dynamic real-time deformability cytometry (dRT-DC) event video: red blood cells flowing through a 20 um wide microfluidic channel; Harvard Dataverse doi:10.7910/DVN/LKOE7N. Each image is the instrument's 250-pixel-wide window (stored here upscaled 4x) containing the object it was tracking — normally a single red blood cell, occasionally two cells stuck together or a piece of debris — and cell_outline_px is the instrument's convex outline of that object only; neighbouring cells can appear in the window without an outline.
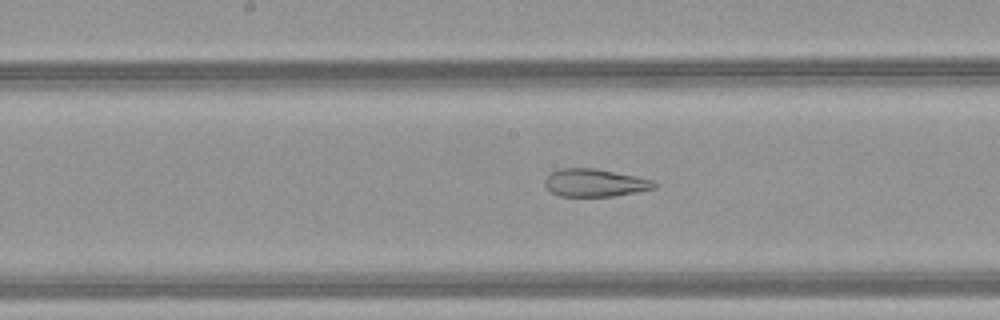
{"species": "common noctule bat (a hibernating species)", "species_latin": "Nyctalus noctula", "temperature_condition": "warm", "stored_images_in_passage": 45, "camera_frame_rate_fps": 3000, "um_per_image_px": 0.085, "animal": {"sex": "female", "body_mass_g": 21.9}, "frame": {"image": 1, "passage_image": 28, "time_ms": 9.0, "image_size_px": [1000, 320], "cell_outline_px": [[656, 188], [612, 196], [560, 196], [552, 192], [544, 184], [544, 180], [552, 172], [560, 168], [596, 168], [636, 176], [652, 180], [656, 184]], "centroid_in_image_um": [50.55, 15.53], "position_along_channel_um": 197.7, "area_um2": 17.51}}
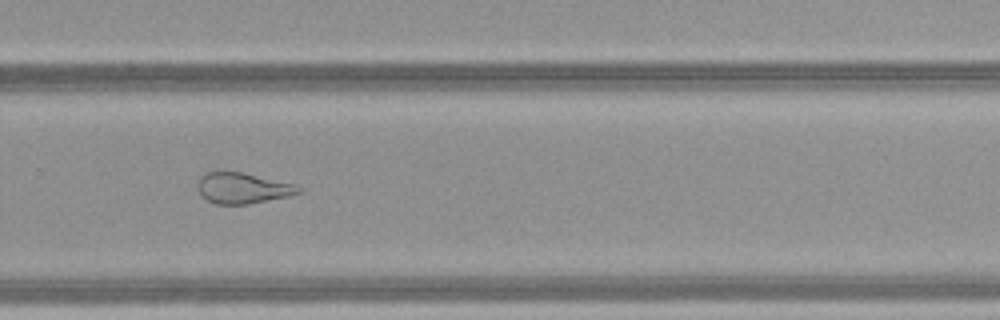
{"frame": {"image": 2, "passage_image": 36, "time_ms": 11.667, "image_size_px": [1000, 320], "cell_outline_px": [[304, 188], [300, 192], [288, 196], [248, 204], [216, 204], [200, 196], [196, 188], [196, 184], [200, 176], [208, 172], [244, 172], [296, 184]], "centroid_in_image_um": [20.61, 15.98], "position_along_channel_um": 309.2, "area_um2": 18.32}}
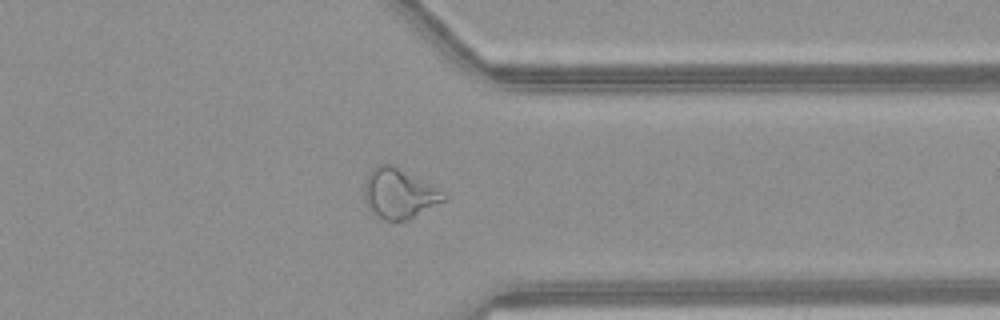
{"frame": {"image": 3, "passage_image": 41, "time_ms": 13.333, "image_size_px": [1000, 320], "cell_outline_px": [[448, 200], [408, 220], [384, 220], [376, 216], [368, 208], [364, 200], [364, 184], [368, 172], [376, 164], [392, 164], [444, 192], [448, 196]], "centroid_in_image_um": [33.91, 16.46], "position_along_channel_um": 377.5, "area_um2": 23.29}}